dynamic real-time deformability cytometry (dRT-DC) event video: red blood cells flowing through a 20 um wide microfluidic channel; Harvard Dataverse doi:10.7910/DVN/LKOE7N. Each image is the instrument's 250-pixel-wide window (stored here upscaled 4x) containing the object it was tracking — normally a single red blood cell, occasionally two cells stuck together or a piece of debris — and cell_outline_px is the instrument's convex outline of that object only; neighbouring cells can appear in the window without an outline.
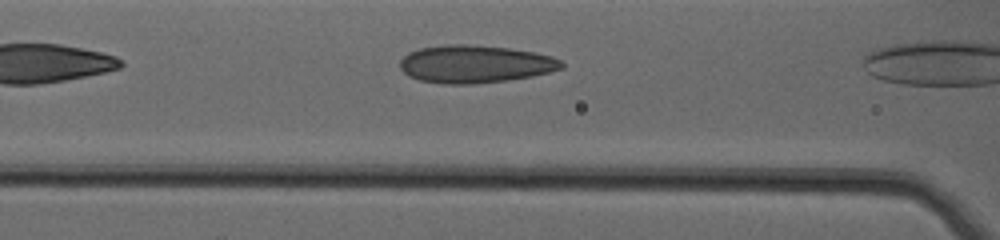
{"species": "human", "species_latin": "Homo sapiens", "temperature_condition": "warm", "stored_images_in_passage": 8, "camera_frame_rate_fps": 3000, "um_per_image_px": 0.085, "donor": {"sex": "female"}, "frame": {"image": 1, "passage_image": 3, "time_ms": 0.667, "image_size_px": [1000, 240], "cell_outline_px": [[564, 68], [532, 76], [504, 80], [468, 84], [444, 84], [420, 80], [408, 76], [400, 68], [400, 60], [408, 52], [420, 48], [448, 44], [468, 44], [508, 48], [536, 52], [552, 56], [560, 60], [564, 64]], "centroid_in_image_um": [40.37, 5.43], "position_along_channel_um": 126.2, "area_um2": 35.43}}